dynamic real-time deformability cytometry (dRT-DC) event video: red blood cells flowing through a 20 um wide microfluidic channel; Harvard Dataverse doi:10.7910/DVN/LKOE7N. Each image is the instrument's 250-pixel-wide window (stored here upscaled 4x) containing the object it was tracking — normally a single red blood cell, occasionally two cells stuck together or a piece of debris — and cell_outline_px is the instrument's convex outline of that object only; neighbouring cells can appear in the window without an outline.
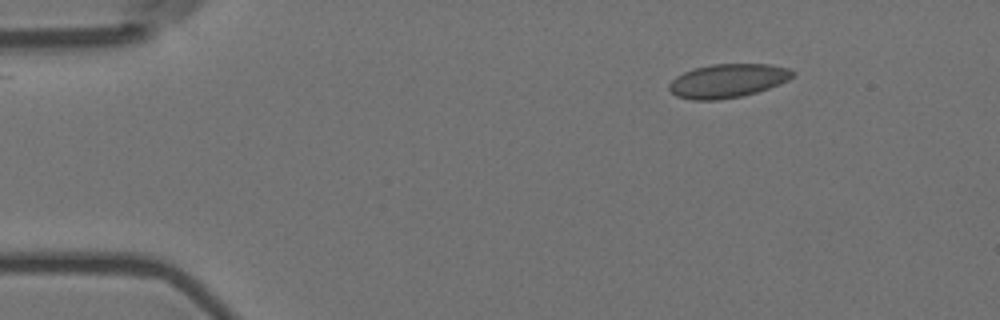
{"species": "Egyptian fruit bat (a non-hibernating species)", "species_latin": "Rousettus aegyptiacus", "temperature_condition": "room temperature", "stored_images_in_passage": 5, "camera_frame_rate_fps": 3000, "um_per_image_px": 0.085, "animal": {"sex": "female"}, "frame": {"image": 1, "passage_image": 1, "time_ms": 0.0, "image_size_px": [1000, 320], "cell_outline_px": [[796, 72], [788, 80], [780, 84], [756, 92], [740, 96], [720, 100], [692, 100], [676, 96], [668, 88], [668, 84], [676, 76], [692, 68], [712, 64], [768, 64], [788, 68]], "centroid_in_image_um": [61.83, 6.86], "position_along_channel_um": 23.2, "area_um2": 24.33}}
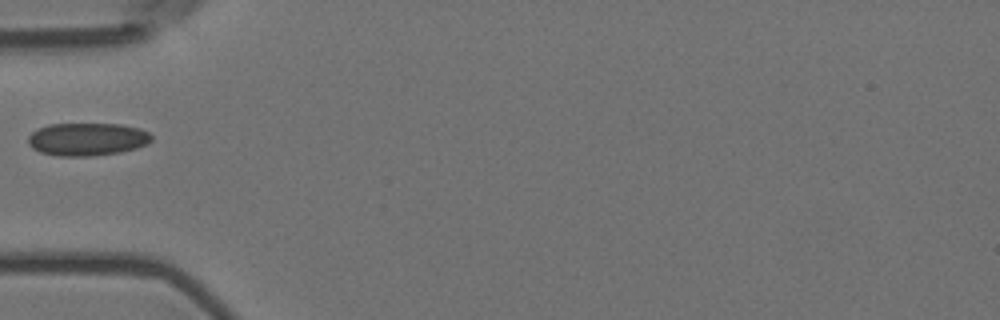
{"frame": {"image": 2, "passage_image": 4, "time_ms": 1.0, "image_size_px": [1000, 320], "cell_outline_px": [[152, 140], [136, 148], [120, 152], [92, 156], [56, 156], [40, 152], [32, 148], [28, 144], [28, 136], [32, 132], [48, 124], [120, 124], [140, 128], [148, 132], [152, 136]], "centroid_in_image_um": [7.39, 11.83], "position_along_channel_um": 77.6, "area_um2": 23.64}}
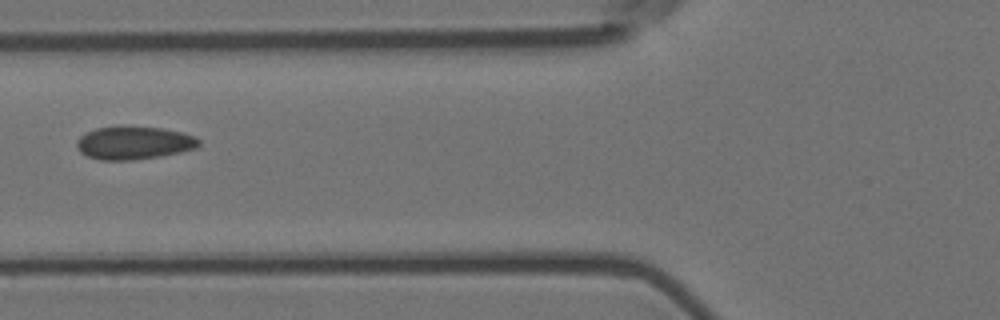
{"frame": {"image": 3, "passage_image": 5, "time_ms": 1.333, "image_size_px": [1000, 320], "cell_outline_px": [[200, 144], [196, 148], [180, 152], [160, 156], [132, 160], [100, 160], [88, 156], [80, 152], [76, 144], [76, 140], [84, 132], [96, 128], [160, 128], [184, 132], [200, 140]], "centroid_in_image_um": [11.37, 12.17], "position_along_channel_um": 114.4, "area_um2": 23.06}}